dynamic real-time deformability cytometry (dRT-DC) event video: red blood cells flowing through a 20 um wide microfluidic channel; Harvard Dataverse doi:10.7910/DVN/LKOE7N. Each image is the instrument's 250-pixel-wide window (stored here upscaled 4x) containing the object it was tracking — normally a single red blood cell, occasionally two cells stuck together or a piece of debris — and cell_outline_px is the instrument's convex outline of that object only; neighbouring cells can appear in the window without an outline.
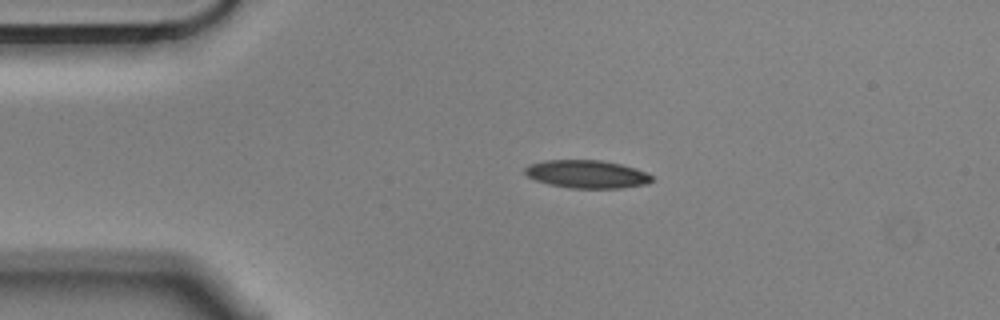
{"species": "Egyptian fruit bat (a non-hibernating species)", "species_latin": "Rousettus aegyptiacus", "temperature_condition": "cold", "stored_images_in_passage": 3, "camera_frame_rate_fps": 3000, "um_per_image_px": 0.085, "animal": {"sex": "male"}, "frame": {"image": 1, "passage_image": 1, "time_ms": 0.0, "image_size_px": [1000, 320], "cell_outline_px": [[652, 180], [648, 184], [620, 188], [568, 188], [548, 184], [536, 180], [528, 176], [524, 172], [524, 168], [528, 164], [548, 160], [600, 160], [620, 164], [636, 168], [652, 176]], "centroid_in_image_um": [49.86, 14.8], "position_along_channel_um": 35.1, "area_um2": 20.69}}
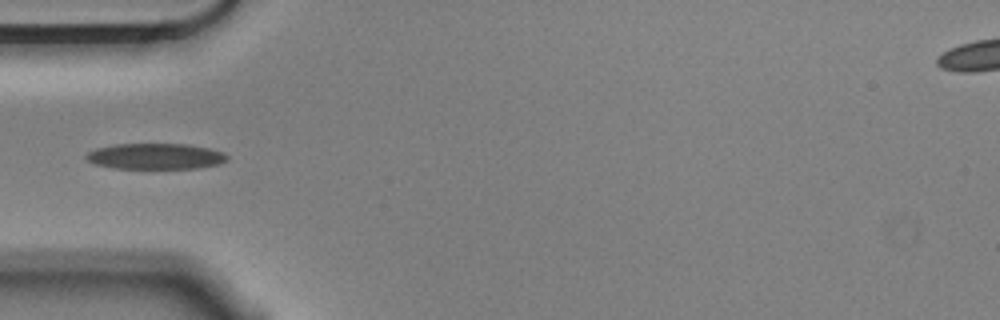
{"frame": {"image": 2, "passage_image": 3, "time_ms": 0.667, "image_size_px": [1000, 320], "cell_outline_px": [[228, 160], [220, 164], [196, 168], [112, 168], [92, 164], [84, 156], [88, 152], [96, 148], [116, 144], [184, 144], [208, 148], [220, 152], [228, 156]], "centroid_in_image_um": [13.17, 13.29], "position_along_channel_um": 71.8, "area_um2": 21.15}}